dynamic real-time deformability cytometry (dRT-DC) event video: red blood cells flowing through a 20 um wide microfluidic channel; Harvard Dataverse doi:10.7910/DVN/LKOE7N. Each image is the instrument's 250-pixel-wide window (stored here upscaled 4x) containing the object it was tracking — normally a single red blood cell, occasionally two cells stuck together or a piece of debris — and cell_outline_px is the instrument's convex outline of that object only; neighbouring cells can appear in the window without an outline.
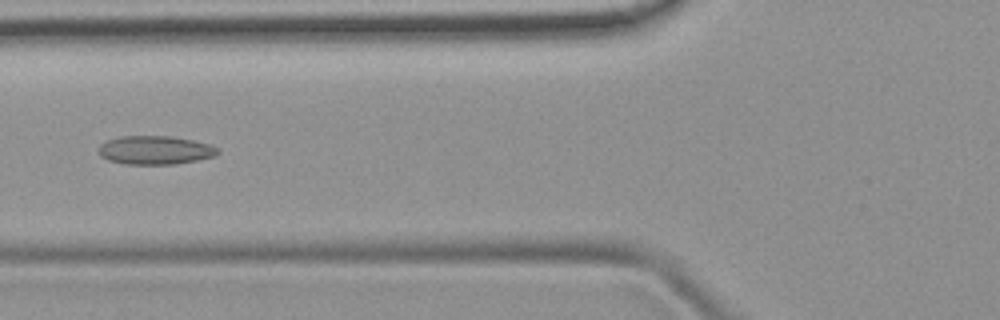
{"species": "common noctule bat (a hibernating species)", "species_latin": "Nyctalus noctula", "temperature_condition": "room temperature", "stored_images_in_passage": 48, "camera_frame_rate_fps": 3000, "um_per_image_px": 0.085, "animal": {"sex": "female", "body_mass_g": 19.9}, "frame": {"image": 1, "passage_image": 18, "time_ms": 5.667, "image_size_px": [1000, 320], "cell_outline_px": [[220, 152], [216, 156], [176, 164], [124, 164], [108, 160], [100, 156], [100, 144], [108, 140], [120, 136], [172, 136], [192, 140], [208, 144], [220, 148]], "centroid_in_image_um": [13.21, 12.76], "position_along_channel_um": 112.6, "area_um2": 19.88}}
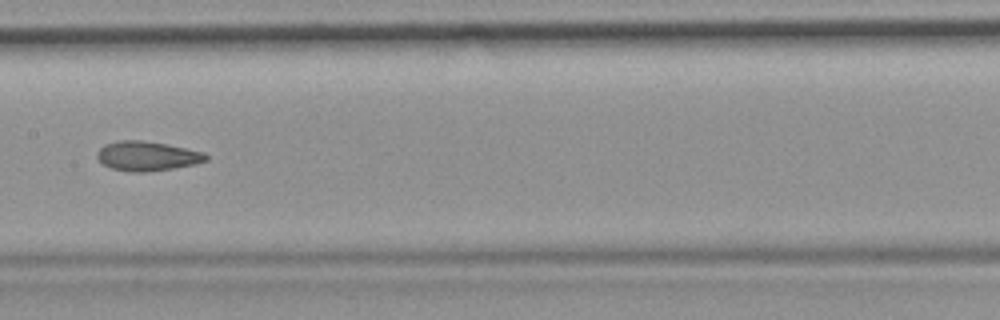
{"frame": {"image": 2, "passage_image": 24, "time_ms": 7.667, "image_size_px": [1000, 320], "cell_outline_px": [[208, 160], [196, 164], [172, 168], [144, 172], [128, 172], [112, 168], [104, 164], [96, 156], [96, 152], [104, 144], [116, 140], [140, 140], [168, 144], [204, 152], [208, 156]], "centroid_in_image_um": [12.5, 13.25], "position_along_channel_um": 194.9, "area_um2": 18.79}}
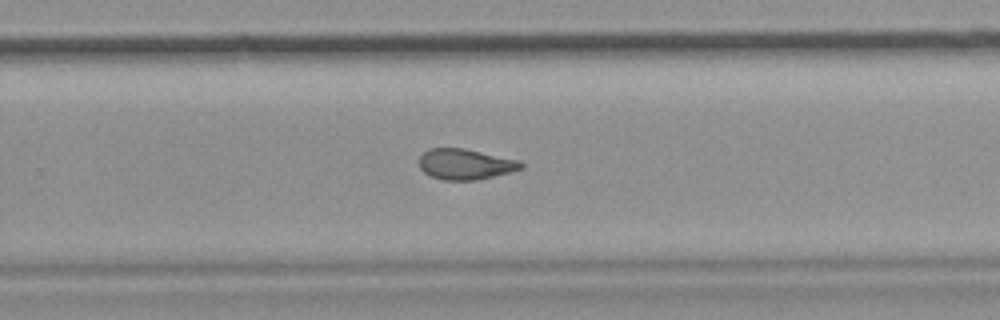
{"frame": {"image": 3, "passage_image": 31, "time_ms": 10.0, "image_size_px": [1000, 320], "cell_outline_px": [[524, 168], [512, 172], [476, 180], [444, 180], [432, 176], [424, 172], [420, 168], [420, 156], [428, 148], [464, 148], [520, 160], [524, 164]], "centroid_in_image_um": [39.59, 13.95], "position_along_channel_um": 290.2, "area_um2": 18.26}}